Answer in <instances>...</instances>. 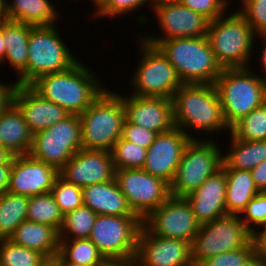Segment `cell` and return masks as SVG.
<instances>
[{
    "instance_id": "1",
    "label": "cell",
    "mask_w": 266,
    "mask_h": 266,
    "mask_svg": "<svg viewBox=\"0 0 266 266\" xmlns=\"http://www.w3.org/2000/svg\"><path fill=\"white\" fill-rule=\"evenodd\" d=\"M98 79L95 72H91L79 60L66 71L38 77L29 86L42 98L60 105L70 115H80L105 89L102 84L99 85Z\"/></svg>"
},
{
    "instance_id": "2",
    "label": "cell",
    "mask_w": 266,
    "mask_h": 266,
    "mask_svg": "<svg viewBox=\"0 0 266 266\" xmlns=\"http://www.w3.org/2000/svg\"><path fill=\"white\" fill-rule=\"evenodd\" d=\"M172 102L175 127L192 139L196 137L188 132V128L209 134L223 129L230 131L214 84H182L173 95Z\"/></svg>"
},
{
    "instance_id": "3",
    "label": "cell",
    "mask_w": 266,
    "mask_h": 266,
    "mask_svg": "<svg viewBox=\"0 0 266 266\" xmlns=\"http://www.w3.org/2000/svg\"><path fill=\"white\" fill-rule=\"evenodd\" d=\"M157 47L175 68L183 84H215L222 67L206 36L172 38Z\"/></svg>"
},
{
    "instance_id": "4",
    "label": "cell",
    "mask_w": 266,
    "mask_h": 266,
    "mask_svg": "<svg viewBox=\"0 0 266 266\" xmlns=\"http://www.w3.org/2000/svg\"><path fill=\"white\" fill-rule=\"evenodd\" d=\"M107 89L79 115L82 149L111 152L115 142L121 138L125 121L123 98Z\"/></svg>"
},
{
    "instance_id": "5",
    "label": "cell",
    "mask_w": 266,
    "mask_h": 266,
    "mask_svg": "<svg viewBox=\"0 0 266 266\" xmlns=\"http://www.w3.org/2000/svg\"><path fill=\"white\" fill-rule=\"evenodd\" d=\"M214 85L229 128L261 106L266 96V81L250 67L224 68Z\"/></svg>"
},
{
    "instance_id": "6",
    "label": "cell",
    "mask_w": 266,
    "mask_h": 266,
    "mask_svg": "<svg viewBox=\"0 0 266 266\" xmlns=\"http://www.w3.org/2000/svg\"><path fill=\"white\" fill-rule=\"evenodd\" d=\"M226 15L210 21L207 31L215 59L222 69L250 67L256 34L238 11Z\"/></svg>"
},
{
    "instance_id": "7",
    "label": "cell",
    "mask_w": 266,
    "mask_h": 266,
    "mask_svg": "<svg viewBox=\"0 0 266 266\" xmlns=\"http://www.w3.org/2000/svg\"><path fill=\"white\" fill-rule=\"evenodd\" d=\"M142 227L138 216L97 215L89 239L109 263L133 262Z\"/></svg>"
},
{
    "instance_id": "8",
    "label": "cell",
    "mask_w": 266,
    "mask_h": 266,
    "mask_svg": "<svg viewBox=\"0 0 266 266\" xmlns=\"http://www.w3.org/2000/svg\"><path fill=\"white\" fill-rule=\"evenodd\" d=\"M218 145L211 139L190 140L170 184L171 196L186 197L222 168L223 153Z\"/></svg>"
},
{
    "instance_id": "9",
    "label": "cell",
    "mask_w": 266,
    "mask_h": 266,
    "mask_svg": "<svg viewBox=\"0 0 266 266\" xmlns=\"http://www.w3.org/2000/svg\"><path fill=\"white\" fill-rule=\"evenodd\" d=\"M56 24L33 26L28 39L27 85L38 77L63 72L79 60L60 37Z\"/></svg>"
},
{
    "instance_id": "10",
    "label": "cell",
    "mask_w": 266,
    "mask_h": 266,
    "mask_svg": "<svg viewBox=\"0 0 266 266\" xmlns=\"http://www.w3.org/2000/svg\"><path fill=\"white\" fill-rule=\"evenodd\" d=\"M252 233L239 215L226 214L212 222L202 224L192 243V261L199 266L208 258L246 247Z\"/></svg>"
},
{
    "instance_id": "11",
    "label": "cell",
    "mask_w": 266,
    "mask_h": 266,
    "mask_svg": "<svg viewBox=\"0 0 266 266\" xmlns=\"http://www.w3.org/2000/svg\"><path fill=\"white\" fill-rule=\"evenodd\" d=\"M139 40L142 57L132 76L133 94L172 99L183 84L175 68L157 46Z\"/></svg>"
},
{
    "instance_id": "12",
    "label": "cell",
    "mask_w": 266,
    "mask_h": 266,
    "mask_svg": "<svg viewBox=\"0 0 266 266\" xmlns=\"http://www.w3.org/2000/svg\"><path fill=\"white\" fill-rule=\"evenodd\" d=\"M80 149V118L79 115H69L55 125L33 134L29 155L59 171Z\"/></svg>"
},
{
    "instance_id": "13",
    "label": "cell",
    "mask_w": 266,
    "mask_h": 266,
    "mask_svg": "<svg viewBox=\"0 0 266 266\" xmlns=\"http://www.w3.org/2000/svg\"><path fill=\"white\" fill-rule=\"evenodd\" d=\"M115 180L129 207L141 220L170 196V185L142 168L115 171Z\"/></svg>"
},
{
    "instance_id": "14",
    "label": "cell",
    "mask_w": 266,
    "mask_h": 266,
    "mask_svg": "<svg viewBox=\"0 0 266 266\" xmlns=\"http://www.w3.org/2000/svg\"><path fill=\"white\" fill-rule=\"evenodd\" d=\"M152 9L163 34L158 37L147 35L141 38L148 44L157 46L161 41L172 38L207 35L210 20L184 6L178 0H157Z\"/></svg>"
},
{
    "instance_id": "15",
    "label": "cell",
    "mask_w": 266,
    "mask_h": 266,
    "mask_svg": "<svg viewBox=\"0 0 266 266\" xmlns=\"http://www.w3.org/2000/svg\"><path fill=\"white\" fill-rule=\"evenodd\" d=\"M142 225L152 234L192 243L201 224L197 221L185 197L170 196L153 210Z\"/></svg>"
},
{
    "instance_id": "16",
    "label": "cell",
    "mask_w": 266,
    "mask_h": 266,
    "mask_svg": "<svg viewBox=\"0 0 266 266\" xmlns=\"http://www.w3.org/2000/svg\"><path fill=\"white\" fill-rule=\"evenodd\" d=\"M133 262L136 266H194L190 242L156 236L143 225Z\"/></svg>"
},
{
    "instance_id": "17",
    "label": "cell",
    "mask_w": 266,
    "mask_h": 266,
    "mask_svg": "<svg viewBox=\"0 0 266 266\" xmlns=\"http://www.w3.org/2000/svg\"><path fill=\"white\" fill-rule=\"evenodd\" d=\"M192 138L178 127L159 133L147 149L143 170L166 181L174 179L183 151Z\"/></svg>"
},
{
    "instance_id": "18",
    "label": "cell",
    "mask_w": 266,
    "mask_h": 266,
    "mask_svg": "<svg viewBox=\"0 0 266 266\" xmlns=\"http://www.w3.org/2000/svg\"><path fill=\"white\" fill-rule=\"evenodd\" d=\"M115 171L110 151L80 149L59 170V176L84 187L114 180Z\"/></svg>"
},
{
    "instance_id": "19",
    "label": "cell",
    "mask_w": 266,
    "mask_h": 266,
    "mask_svg": "<svg viewBox=\"0 0 266 266\" xmlns=\"http://www.w3.org/2000/svg\"><path fill=\"white\" fill-rule=\"evenodd\" d=\"M59 171L27 155H15L9 178L8 191L18 195L36 196L50 192Z\"/></svg>"
},
{
    "instance_id": "20",
    "label": "cell",
    "mask_w": 266,
    "mask_h": 266,
    "mask_svg": "<svg viewBox=\"0 0 266 266\" xmlns=\"http://www.w3.org/2000/svg\"><path fill=\"white\" fill-rule=\"evenodd\" d=\"M125 119L157 134L172 129L174 125L172 99L144 97L131 94L121 96Z\"/></svg>"
},
{
    "instance_id": "21",
    "label": "cell",
    "mask_w": 266,
    "mask_h": 266,
    "mask_svg": "<svg viewBox=\"0 0 266 266\" xmlns=\"http://www.w3.org/2000/svg\"><path fill=\"white\" fill-rule=\"evenodd\" d=\"M14 104L24 116L33 134L45 130L70 114L60 105L42 98L29 85H18Z\"/></svg>"
},
{
    "instance_id": "22",
    "label": "cell",
    "mask_w": 266,
    "mask_h": 266,
    "mask_svg": "<svg viewBox=\"0 0 266 266\" xmlns=\"http://www.w3.org/2000/svg\"><path fill=\"white\" fill-rule=\"evenodd\" d=\"M227 178L223 168L209 176L199 188L185 198L197 221L202 225L227 214L225 195Z\"/></svg>"
},
{
    "instance_id": "23",
    "label": "cell",
    "mask_w": 266,
    "mask_h": 266,
    "mask_svg": "<svg viewBox=\"0 0 266 266\" xmlns=\"http://www.w3.org/2000/svg\"><path fill=\"white\" fill-rule=\"evenodd\" d=\"M84 206L97 215L137 216L129 207L116 180L82 187Z\"/></svg>"
},
{
    "instance_id": "24",
    "label": "cell",
    "mask_w": 266,
    "mask_h": 266,
    "mask_svg": "<svg viewBox=\"0 0 266 266\" xmlns=\"http://www.w3.org/2000/svg\"><path fill=\"white\" fill-rule=\"evenodd\" d=\"M33 26L2 19V36L6 47L4 62L18 73V85H27L28 39Z\"/></svg>"
},
{
    "instance_id": "25",
    "label": "cell",
    "mask_w": 266,
    "mask_h": 266,
    "mask_svg": "<svg viewBox=\"0 0 266 266\" xmlns=\"http://www.w3.org/2000/svg\"><path fill=\"white\" fill-rule=\"evenodd\" d=\"M33 133L19 108L13 103L0 114V145L15 155H27Z\"/></svg>"
},
{
    "instance_id": "26",
    "label": "cell",
    "mask_w": 266,
    "mask_h": 266,
    "mask_svg": "<svg viewBox=\"0 0 266 266\" xmlns=\"http://www.w3.org/2000/svg\"><path fill=\"white\" fill-rule=\"evenodd\" d=\"M13 243L44 254L54 259L59 252L58 231L52 226L23 221L10 236Z\"/></svg>"
},
{
    "instance_id": "27",
    "label": "cell",
    "mask_w": 266,
    "mask_h": 266,
    "mask_svg": "<svg viewBox=\"0 0 266 266\" xmlns=\"http://www.w3.org/2000/svg\"><path fill=\"white\" fill-rule=\"evenodd\" d=\"M59 13L49 0L6 1L5 19L32 26H52Z\"/></svg>"
},
{
    "instance_id": "28",
    "label": "cell",
    "mask_w": 266,
    "mask_h": 266,
    "mask_svg": "<svg viewBox=\"0 0 266 266\" xmlns=\"http://www.w3.org/2000/svg\"><path fill=\"white\" fill-rule=\"evenodd\" d=\"M227 178L225 206L227 214L239 215L260 191L254 184L251 171L224 169Z\"/></svg>"
},
{
    "instance_id": "29",
    "label": "cell",
    "mask_w": 266,
    "mask_h": 266,
    "mask_svg": "<svg viewBox=\"0 0 266 266\" xmlns=\"http://www.w3.org/2000/svg\"><path fill=\"white\" fill-rule=\"evenodd\" d=\"M230 151L223 154V169L251 171L266 160V140L244 141L230 134Z\"/></svg>"
},
{
    "instance_id": "30",
    "label": "cell",
    "mask_w": 266,
    "mask_h": 266,
    "mask_svg": "<svg viewBox=\"0 0 266 266\" xmlns=\"http://www.w3.org/2000/svg\"><path fill=\"white\" fill-rule=\"evenodd\" d=\"M57 262H73L86 266H107L109 262L89 239L59 240Z\"/></svg>"
},
{
    "instance_id": "31",
    "label": "cell",
    "mask_w": 266,
    "mask_h": 266,
    "mask_svg": "<svg viewBox=\"0 0 266 266\" xmlns=\"http://www.w3.org/2000/svg\"><path fill=\"white\" fill-rule=\"evenodd\" d=\"M29 196L7 191L0 196V236L9 239L15 229L27 220Z\"/></svg>"
},
{
    "instance_id": "32",
    "label": "cell",
    "mask_w": 266,
    "mask_h": 266,
    "mask_svg": "<svg viewBox=\"0 0 266 266\" xmlns=\"http://www.w3.org/2000/svg\"><path fill=\"white\" fill-rule=\"evenodd\" d=\"M96 217L97 214L84 205L65 214L61 228L58 231L59 240L89 238Z\"/></svg>"
},
{
    "instance_id": "33",
    "label": "cell",
    "mask_w": 266,
    "mask_h": 266,
    "mask_svg": "<svg viewBox=\"0 0 266 266\" xmlns=\"http://www.w3.org/2000/svg\"><path fill=\"white\" fill-rule=\"evenodd\" d=\"M27 220L52 226L60 230L63 214L50 192L30 196L28 202Z\"/></svg>"
},
{
    "instance_id": "34",
    "label": "cell",
    "mask_w": 266,
    "mask_h": 266,
    "mask_svg": "<svg viewBox=\"0 0 266 266\" xmlns=\"http://www.w3.org/2000/svg\"><path fill=\"white\" fill-rule=\"evenodd\" d=\"M230 134L244 141L266 140V106L262 104L236 122Z\"/></svg>"
},
{
    "instance_id": "35",
    "label": "cell",
    "mask_w": 266,
    "mask_h": 266,
    "mask_svg": "<svg viewBox=\"0 0 266 266\" xmlns=\"http://www.w3.org/2000/svg\"><path fill=\"white\" fill-rule=\"evenodd\" d=\"M48 260L41 252L17 245L9 239L0 241L1 266H42Z\"/></svg>"
},
{
    "instance_id": "36",
    "label": "cell",
    "mask_w": 266,
    "mask_h": 266,
    "mask_svg": "<svg viewBox=\"0 0 266 266\" xmlns=\"http://www.w3.org/2000/svg\"><path fill=\"white\" fill-rule=\"evenodd\" d=\"M116 170L143 168L147 149L135 143L119 138L111 150Z\"/></svg>"
},
{
    "instance_id": "37",
    "label": "cell",
    "mask_w": 266,
    "mask_h": 266,
    "mask_svg": "<svg viewBox=\"0 0 266 266\" xmlns=\"http://www.w3.org/2000/svg\"><path fill=\"white\" fill-rule=\"evenodd\" d=\"M63 216L84 205L82 187L65 181L58 176L50 190Z\"/></svg>"
},
{
    "instance_id": "38",
    "label": "cell",
    "mask_w": 266,
    "mask_h": 266,
    "mask_svg": "<svg viewBox=\"0 0 266 266\" xmlns=\"http://www.w3.org/2000/svg\"><path fill=\"white\" fill-rule=\"evenodd\" d=\"M241 8L238 12L252 27L258 36L266 35V0H241Z\"/></svg>"
},
{
    "instance_id": "39",
    "label": "cell",
    "mask_w": 266,
    "mask_h": 266,
    "mask_svg": "<svg viewBox=\"0 0 266 266\" xmlns=\"http://www.w3.org/2000/svg\"><path fill=\"white\" fill-rule=\"evenodd\" d=\"M242 214L244 217H241V220L245 227L251 233L258 230L257 227H261L266 222V192L261 191L252 198ZM255 226H257L256 229Z\"/></svg>"
},
{
    "instance_id": "40",
    "label": "cell",
    "mask_w": 266,
    "mask_h": 266,
    "mask_svg": "<svg viewBox=\"0 0 266 266\" xmlns=\"http://www.w3.org/2000/svg\"><path fill=\"white\" fill-rule=\"evenodd\" d=\"M157 0H105L99 7L96 12L95 17H114L117 15H124V14H129L131 12L138 10L139 8H142L143 4L149 2L152 3V8L153 4Z\"/></svg>"
},
{
    "instance_id": "41",
    "label": "cell",
    "mask_w": 266,
    "mask_h": 266,
    "mask_svg": "<svg viewBox=\"0 0 266 266\" xmlns=\"http://www.w3.org/2000/svg\"><path fill=\"white\" fill-rule=\"evenodd\" d=\"M184 6L200 13L210 21L224 15L226 8L229 6V0H178Z\"/></svg>"
},
{
    "instance_id": "42",
    "label": "cell",
    "mask_w": 266,
    "mask_h": 266,
    "mask_svg": "<svg viewBox=\"0 0 266 266\" xmlns=\"http://www.w3.org/2000/svg\"><path fill=\"white\" fill-rule=\"evenodd\" d=\"M252 252L251 241L246 247L212 256L199 266H240Z\"/></svg>"
},
{
    "instance_id": "43",
    "label": "cell",
    "mask_w": 266,
    "mask_h": 266,
    "mask_svg": "<svg viewBox=\"0 0 266 266\" xmlns=\"http://www.w3.org/2000/svg\"><path fill=\"white\" fill-rule=\"evenodd\" d=\"M157 135V133L147 130L141 126L134 125L125 119L121 137L148 149L155 141Z\"/></svg>"
},
{
    "instance_id": "44",
    "label": "cell",
    "mask_w": 266,
    "mask_h": 266,
    "mask_svg": "<svg viewBox=\"0 0 266 266\" xmlns=\"http://www.w3.org/2000/svg\"><path fill=\"white\" fill-rule=\"evenodd\" d=\"M14 84V85H13ZM18 83H0V114L6 111L14 103V94Z\"/></svg>"
},
{
    "instance_id": "45",
    "label": "cell",
    "mask_w": 266,
    "mask_h": 266,
    "mask_svg": "<svg viewBox=\"0 0 266 266\" xmlns=\"http://www.w3.org/2000/svg\"><path fill=\"white\" fill-rule=\"evenodd\" d=\"M251 174L257 189L266 192V160L253 168Z\"/></svg>"
},
{
    "instance_id": "46",
    "label": "cell",
    "mask_w": 266,
    "mask_h": 266,
    "mask_svg": "<svg viewBox=\"0 0 266 266\" xmlns=\"http://www.w3.org/2000/svg\"><path fill=\"white\" fill-rule=\"evenodd\" d=\"M13 157L3 165H0V196L8 191L10 172Z\"/></svg>"
},
{
    "instance_id": "47",
    "label": "cell",
    "mask_w": 266,
    "mask_h": 266,
    "mask_svg": "<svg viewBox=\"0 0 266 266\" xmlns=\"http://www.w3.org/2000/svg\"><path fill=\"white\" fill-rule=\"evenodd\" d=\"M253 252L266 266V237H252Z\"/></svg>"
},
{
    "instance_id": "48",
    "label": "cell",
    "mask_w": 266,
    "mask_h": 266,
    "mask_svg": "<svg viewBox=\"0 0 266 266\" xmlns=\"http://www.w3.org/2000/svg\"><path fill=\"white\" fill-rule=\"evenodd\" d=\"M240 266H265L263 262L252 252Z\"/></svg>"
},
{
    "instance_id": "49",
    "label": "cell",
    "mask_w": 266,
    "mask_h": 266,
    "mask_svg": "<svg viewBox=\"0 0 266 266\" xmlns=\"http://www.w3.org/2000/svg\"><path fill=\"white\" fill-rule=\"evenodd\" d=\"M259 37L262 39L263 38V46H264V48L263 49H261V50H263L262 51V55L260 56L261 58H260V62H261V64H262V66H263V72L264 73H262V74H264L263 76L262 75H260V77L262 78V79H264L265 81H266V35H259Z\"/></svg>"
},
{
    "instance_id": "50",
    "label": "cell",
    "mask_w": 266,
    "mask_h": 266,
    "mask_svg": "<svg viewBox=\"0 0 266 266\" xmlns=\"http://www.w3.org/2000/svg\"><path fill=\"white\" fill-rule=\"evenodd\" d=\"M14 155L0 145V165L6 164Z\"/></svg>"
},
{
    "instance_id": "51",
    "label": "cell",
    "mask_w": 266,
    "mask_h": 266,
    "mask_svg": "<svg viewBox=\"0 0 266 266\" xmlns=\"http://www.w3.org/2000/svg\"><path fill=\"white\" fill-rule=\"evenodd\" d=\"M6 47L4 45V38L2 36V20H0V64H3L5 57Z\"/></svg>"
},
{
    "instance_id": "52",
    "label": "cell",
    "mask_w": 266,
    "mask_h": 266,
    "mask_svg": "<svg viewBox=\"0 0 266 266\" xmlns=\"http://www.w3.org/2000/svg\"><path fill=\"white\" fill-rule=\"evenodd\" d=\"M263 227V229H261ZM261 231L252 232V237H266V222L260 227Z\"/></svg>"
},
{
    "instance_id": "53",
    "label": "cell",
    "mask_w": 266,
    "mask_h": 266,
    "mask_svg": "<svg viewBox=\"0 0 266 266\" xmlns=\"http://www.w3.org/2000/svg\"><path fill=\"white\" fill-rule=\"evenodd\" d=\"M6 0H0V20L5 19Z\"/></svg>"
},
{
    "instance_id": "54",
    "label": "cell",
    "mask_w": 266,
    "mask_h": 266,
    "mask_svg": "<svg viewBox=\"0 0 266 266\" xmlns=\"http://www.w3.org/2000/svg\"><path fill=\"white\" fill-rule=\"evenodd\" d=\"M107 266H136L134 262L129 263H109Z\"/></svg>"
},
{
    "instance_id": "55",
    "label": "cell",
    "mask_w": 266,
    "mask_h": 266,
    "mask_svg": "<svg viewBox=\"0 0 266 266\" xmlns=\"http://www.w3.org/2000/svg\"><path fill=\"white\" fill-rule=\"evenodd\" d=\"M42 266H59V264L57 263V261L55 259H49Z\"/></svg>"
},
{
    "instance_id": "56",
    "label": "cell",
    "mask_w": 266,
    "mask_h": 266,
    "mask_svg": "<svg viewBox=\"0 0 266 266\" xmlns=\"http://www.w3.org/2000/svg\"><path fill=\"white\" fill-rule=\"evenodd\" d=\"M59 266H86V265H79L73 262H57Z\"/></svg>"
},
{
    "instance_id": "57",
    "label": "cell",
    "mask_w": 266,
    "mask_h": 266,
    "mask_svg": "<svg viewBox=\"0 0 266 266\" xmlns=\"http://www.w3.org/2000/svg\"><path fill=\"white\" fill-rule=\"evenodd\" d=\"M105 0H95V3H96V11H94L93 14H96L97 10H98V7L104 2Z\"/></svg>"
},
{
    "instance_id": "58",
    "label": "cell",
    "mask_w": 266,
    "mask_h": 266,
    "mask_svg": "<svg viewBox=\"0 0 266 266\" xmlns=\"http://www.w3.org/2000/svg\"><path fill=\"white\" fill-rule=\"evenodd\" d=\"M263 104L266 106V96H265V98H264V102H263Z\"/></svg>"
},
{
    "instance_id": "59",
    "label": "cell",
    "mask_w": 266,
    "mask_h": 266,
    "mask_svg": "<svg viewBox=\"0 0 266 266\" xmlns=\"http://www.w3.org/2000/svg\"><path fill=\"white\" fill-rule=\"evenodd\" d=\"M92 3L94 4V6H96L95 0H92Z\"/></svg>"
}]
</instances>
